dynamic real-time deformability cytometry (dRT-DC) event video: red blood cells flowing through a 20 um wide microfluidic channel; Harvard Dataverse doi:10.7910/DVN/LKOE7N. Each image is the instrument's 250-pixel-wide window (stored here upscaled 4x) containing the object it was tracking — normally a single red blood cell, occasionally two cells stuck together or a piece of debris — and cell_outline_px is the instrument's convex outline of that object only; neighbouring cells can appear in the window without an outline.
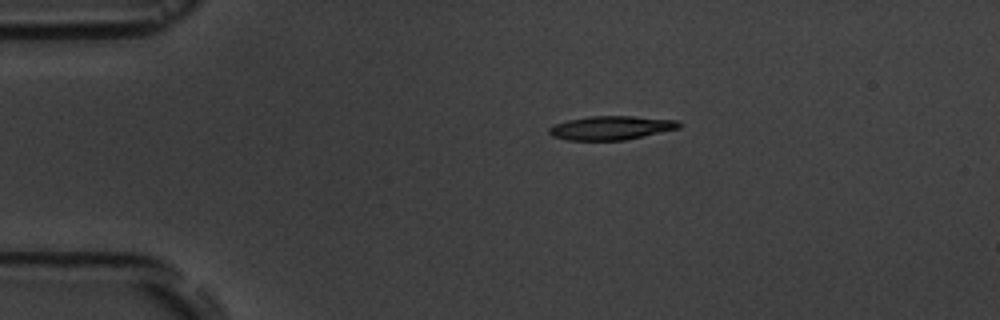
{"species": "common noctule bat (a hibernating species)", "species_latin": "Nyctalus noctula", "temperature_condition": "room temperature", "stored_images_in_passage": 4, "camera_frame_rate_fps": 3000, "um_per_image_px": 0.085, "animal": {"sex": "male", "body_mass_g": 19.5, "forearm_length_mm": 54.6}, "frame": {"image": 1, "passage_image": 1, "time_ms": 0.0, "image_size_px": [1000, 320], "cell_outline_px": [[684, 124], [680, 128], [624, 140], [568, 140], [552, 136], [548, 132], [548, 128], [556, 124], [568, 120], [588, 116], [632, 116], [676, 120]], "centroid_in_image_um": [51.96, 10.86], "position_along_channel_um": 33.0, "area_um2": 17.98}}
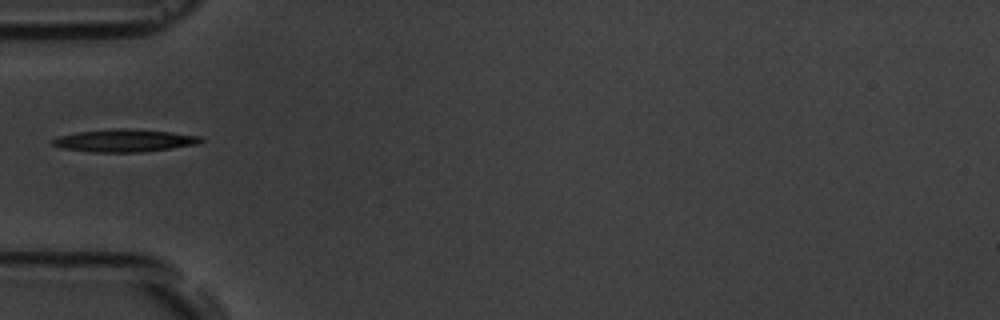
{"frame": {"image": 2, "passage_image": 3, "time_ms": 2.333, "image_size_px": [1000, 320], "cell_outline_px": [[204, 140], [196, 144], [172, 148], [140, 152], [92, 152], [60, 148], [52, 144], [52, 140], [60, 136], [76, 132], [112, 128], [128, 128], [172, 132], [200, 136]], "centroid_in_image_um": [10.56, 11.94], "position_along_channel_um": 74.4, "area_um2": 19.54}}
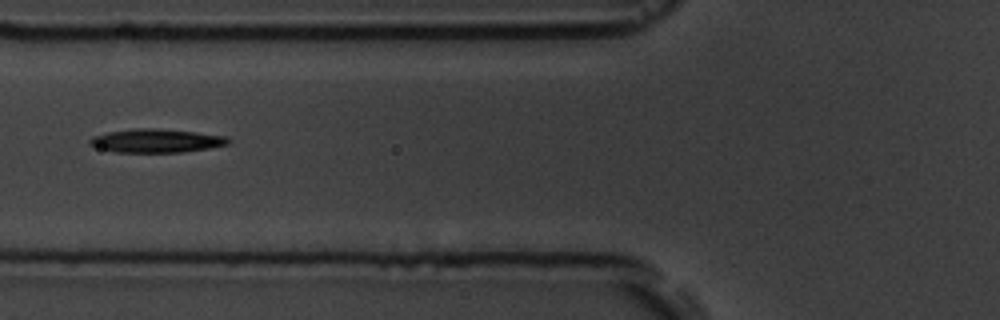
{"frame": {"image": 3, "passage_image": 4, "time_ms": 3.333, "image_size_px": [1000, 320], "cell_outline_px": [[232, 140], [228, 144], [208, 148], [184, 152], [116, 152], [100, 148], [88, 144], [88, 140], [92, 136], [108, 132], [136, 128], [156, 128], [196, 132], [228, 136]], "centroid_in_image_um": [13.3, 11.96], "position_along_channel_um": 112.5, "area_um2": 19.07}}